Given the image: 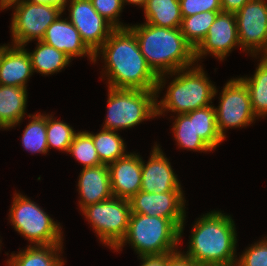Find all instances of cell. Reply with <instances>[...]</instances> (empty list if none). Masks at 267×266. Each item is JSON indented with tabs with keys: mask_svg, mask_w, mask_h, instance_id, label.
I'll list each match as a JSON object with an SVG mask.
<instances>
[{
	"mask_svg": "<svg viewBox=\"0 0 267 266\" xmlns=\"http://www.w3.org/2000/svg\"><path fill=\"white\" fill-rule=\"evenodd\" d=\"M31 58L23 46H0V85L27 88L33 75Z\"/></svg>",
	"mask_w": 267,
	"mask_h": 266,
	"instance_id": "cell-18",
	"label": "cell"
},
{
	"mask_svg": "<svg viewBox=\"0 0 267 266\" xmlns=\"http://www.w3.org/2000/svg\"><path fill=\"white\" fill-rule=\"evenodd\" d=\"M199 64L193 68H185L168 75H176L167 87L163 99L156 100V116L162 115L165 111L177 114H186L193 110L207 107L218 90ZM159 102V103H158Z\"/></svg>",
	"mask_w": 267,
	"mask_h": 266,
	"instance_id": "cell-4",
	"label": "cell"
},
{
	"mask_svg": "<svg viewBox=\"0 0 267 266\" xmlns=\"http://www.w3.org/2000/svg\"><path fill=\"white\" fill-rule=\"evenodd\" d=\"M61 17L59 16L51 23L41 41L62 51L71 59L77 56H87L95 63V53L85 44L78 30L67 20L68 18L62 19Z\"/></svg>",
	"mask_w": 267,
	"mask_h": 266,
	"instance_id": "cell-17",
	"label": "cell"
},
{
	"mask_svg": "<svg viewBox=\"0 0 267 266\" xmlns=\"http://www.w3.org/2000/svg\"><path fill=\"white\" fill-rule=\"evenodd\" d=\"M235 266H267V236L246 249Z\"/></svg>",
	"mask_w": 267,
	"mask_h": 266,
	"instance_id": "cell-33",
	"label": "cell"
},
{
	"mask_svg": "<svg viewBox=\"0 0 267 266\" xmlns=\"http://www.w3.org/2000/svg\"><path fill=\"white\" fill-rule=\"evenodd\" d=\"M236 46L240 47L235 14L219 12L206 37L194 50L195 62L209 53L222 61Z\"/></svg>",
	"mask_w": 267,
	"mask_h": 266,
	"instance_id": "cell-14",
	"label": "cell"
},
{
	"mask_svg": "<svg viewBox=\"0 0 267 266\" xmlns=\"http://www.w3.org/2000/svg\"><path fill=\"white\" fill-rule=\"evenodd\" d=\"M107 117L103 129L132 128L156 116V90L108 87Z\"/></svg>",
	"mask_w": 267,
	"mask_h": 266,
	"instance_id": "cell-6",
	"label": "cell"
},
{
	"mask_svg": "<svg viewBox=\"0 0 267 266\" xmlns=\"http://www.w3.org/2000/svg\"><path fill=\"white\" fill-rule=\"evenodd\" d=\"M180 241V230L169 219L131 213L126 236L114 250L129 243L139 257L171 254Z\"/></svg>",
	"mask_w": 267,
	"mask_h": 266,
	"instance_id": "cell-5",
	"label": "cell"
},
{
	"mask_svg": "<svg viewBox=\"0 0 267 266\" xmlns=\"http://www.w3.org/2000/svg\"><path fill=\"white\" fill-rule=\"evenodd\" d=\"M46 134L48 150L56 148L59 151L68 152L76 131L68 124L46 115Z\"/></svg>",
	"mask_w": 267,
	"mask_h": 266,
	"instance_id": "cell-30",
	"label": "cell"
},
{
	"mask_svg": "<svg viewBox=\"0 0 267 266\" xmlns=\"http://www.w3.org/2000/svg\"><path fill=\"white\" fill-rule=\"evenodd\" d=\"M28 118H31V121L22 134V146L26 151L32 153L47 154L49 150L46 134V114L36 113L35 115H28Z\"/></svg>",
	"mask_w": 267,
	"mask_h": 266,
	"instance_id": "cell-29",
	"label": "cell"
},
{
	"mask_svg": "<svg viewBox=\"0 0 267 266\" xmlns=\"http://www.w3.org/2000/svg\"><path fill=\"white\" fill-rule=\"evenodd\" d=\"M63 245H28L19 253L11 254L7 260L8 266H64L60 257Z\"/></svg>",
	"mask_w": 267,
	"mask_h": 266,
	"instance_id": "cell-21",
	"label": "cell"
},
{
	"mask_svg": "<svg viewBox=\"0 0 267 266\" xmlns=\"http://www.w3.org/2000/svg\"><path fill=\"white\" fill-rule=\"evenodd\" d=\"M263 57L267 59V52L263 55Z\"/></svg>",
	"mask_w": 267,
	"mask_h": 266,
	"instance_id": "cell-41",
	"label": "cell"
},
{
	"mask_svg": "<svg viewBox=\"0 0 267 266\" xmlns=\"http://www.w3.org/2000/svg\"><path fill=\"white\" fill-rule=\"evenodd\" d=\"M128 27L134 32L140 51L151 70L158 76V99L159 92L165 87L166 73L171 74L195 65L194 49L186 42L180 28L158 27L145 22Z\"/></svg>",
	"mask_w": 267,
	"mask_h": 266,
	"instance_id": "cell-2",
	"label": "cell"
},
{
	"mask_svg": "<svg viewBox=\"0 0 267 266\" xmlns=\"http://www.w3.org/2000/svg\"><path fill=\"white\" fill-rule=\"evenodd\" d=\"M30 3H46L50 5L57 6L61 8L64 12L65 8L67 7L66 4L69 2V0H25Z\"/></svg>",
	"mask_w": 267,
	"mask_h": 266,
	"instance_id": "cell-38",
	"label": "cell"
},
{
	"mask_svg": "<svg viewBox=\"0 0 267 266\" xmlns=\"http://www.w3.org/2000/svg\"><path fill=\"white\" fill-rule=\"evenodd\" d=\"M9 214L11 225L30 245H63L60 224L26 196L14 194Z\"/></svg>",
	"mask_w": 267,
	"mask_h": 266,
	"instance_id": "cell-7",
	"label": "cell"
},
{
	"mask_svg": "<svg viewBox=\"0 0 267 266\" xmlns=\"http://www.w3.org/2000/svg\"><path fill=\"white\" fill-rule=\"evenodd\" d=\"M123 2V5H125L124 3H129V4H132V5H138V6H141L142 8L145 7L146 3H147V0H122Z\"/></svg>",
	"mask_w": 267,
	"mask_h": 266,
	"instance_id": "cell-39",
	"label": "cell"
},
{
	"mask_svg": "<svg viewBox=\"0 0 267 266\" xmlns=\"http://www.w3.org/2000/svg\"><path fill=\"white\" fill-rule=\"evenodd\" d=\"M151 152L147 164L142 160L140 190L148 193L183 191L169 159L166 158L159 145L155 144Z\"/></svg>",
	"mask_w": 267,
	"mask_h": 266,
	"instance_id": "cell-15",
	"label": "cell"
},
{
	"mask_svg": "<svg viewBox=\"0 0 267 266\" xmlns=\"http://www.w3.org/2000/svg\"><path fill=\"white\" fill-rule=\"evenodd\" d=\"M17 1L21 0H0V9H7L9 6Z\"/></svg>",
	"mask_w": 267,
	"mask_h": 266,
	"instance_id": "cell-40",
	"label": "cell"
},
{
	"mask_svg": "<svg viewBox=\"0 0 267 266\" xmlns=\"http://www.w3.org/2000/svg\"><path fill=\"white\" fill-rule=\"evenodd\" d=\"M14 8L11 22L12 45L25 47L29 41H41L46 29L63 10L46 3L17 1L9 6Z\"/></svg>",
	"mask_w": 267,
	"mask_h": 266,
	"instance_id": "cell-9",
	"label": "cell"
},
{
	"mask_svg": "<svg viewBox=\"0 0 267 266\" xmlns=\"http://www.w3.org/2000/svg\"><path fill=\"white\" fill-rule=\"evenodd\" d=\"M249 0H221L223 12L236 13L238 12Z\"/></svg>",
	"mask_w": 267,
	"mask_h": 266,
	"instance_id": "cell-37",
	"label": "cell"
},
{
	"mask_svg": "<svg viewBox=\"0 0 267 266\" xmlns=\"http://www.w3.org/2000/svg\"><path fill=\"white\" fill-rule=\"evenodd\" d=\"M185 198L183 191L148 193L138 191L129 199L131 213L169 219L179 230L180 239L185 222Z\"/></svg>",
	"mask_w": 267,
	"mask_h": 266,
	"instance_id": "cell-12",
	"label": "cell"
},
{
	"mask_svg": "<svg viewBox=\"0 0 267 266\" xmlns=\"http://www.w3.org/2000/svg\"><path fill=\"white\" fill-rule=\"evenodd\" d=\"M222 90L215 112L218 132L225 140L227 128L246 127L256 120V116L252 111L249 90L240 78L230 79Z\"/></svg>",
	"mask_w": 267,
	"mask_h": 266,
	"instance_id": "cell-10",
	"label": "cell"
},
{
	"mask_svg": "<svg viewBox=\"0 0 267 266\" xmlns=\"http://www.w3.org/2000/svg\"><path fill=\"white\" fill-rule=\"evenodd\" d=\"M167 266H201L188 258L184 252L177 250L171 254H167Z\"/></svg>",
	"mask_w": 267,
	"mask_h": 266,
	"instance_id": "cell-35",
	"label": "cell"
},
{
	"mask_svg": "<svg viewBox=\"0 0 267 266\" xmlns=\"http://www.w3.org/2000/svg\"><path fill=\"white\" fill-rule=\"evenodd\" d=\"M142 261L140 266H167V254L140 256Z\"/></svg>",
	"mask_w": 267,
	"mask_h": 266,
	"instance_id": "cell-36",
	"label": "cell"
},
{
	"mask_svg": "<svg viewBox=\"0 0 267 266\" xmlns=\"http://www.w3.org/2000/svg\"><path fill=\"white\" fill-rule=\"evenodd\" d=\"M222 11L201 12L182 17L180 30L186 42L195 50L206 37L218 13Z\"/></svg>",
	"mask_w": 267,
	"mask_h": 266,
	"instance_id": "cell-27",
	"label": "cell"
},
{
	"mask_svg": "<svg viewBox=\"0 0 267 266\" xmlns=\"http://www.w3.org/2000/svg\"><path fill=\"white\" fill-rule=\"evenodd\" d=\"M27 105V88L0 85V125L10 129L21 123Z\"/></svg>",
	"mask_w": 267,
	"mask_h": 266,
	"instance_id": "cell-20",
	"label": "cell"
},
{
	"mask_svg": "<svg viewBox=\"0 0 267 266\" xmlns=\"http://www.w3.org/2000/svg\"><path fill=\"white\" fill-rule=\"evenodd\" d=\"M182 17L201 12L222 11L221 0H179Z\"/></svg>",
	"mask_w": 267,
	"mask_h": 266,
	"instance_id": "cell-34",
	"label": "cell"
},
{
	"mask_svg": "<svg viewBox=\"0 0 267 266\" xmlns=\"http://www.w3.org/2000/svg\"><path fill=\"white\" fill-rule=\"evenodd\" d=\"M67 153L82 163L83 168L101 165L93 139L88 131H79L75 134Z\"/></svg>",
	"mask_w": 267,
	"mask_h": 266,
	"instance_id": "cell-31",
	"label": "cell"
},
{
	"mask_svg": "<svg viewBox=\"0 0 267 266\" xmlns=\"http://www.w3.org/2000/svg\"><path fill=\"white\" fill-rule=\"evenodd\" d=\"M194 128L196 134L212 150L224 140L217 129L216 112L213 104L194 110Z\"/></svg>",
	"mask_w": 267,
	"mask_h": 266,
	"instance_id": "cell-28",
	"label": "cell"
},
{
	"mask_svg": "<svg viewBox=\"0 0 267 266\" xmlns=\"http://www.w3.org/2000/svg\"><path fill=\"white\" fill-rule=\"evenodd\" d=\"M37 47L32 52H28L33 72H39L42 75H53L60 72L68 64L71 58L62 51L45 44L43 41H37Z\"/></svg>",
	"mask_w": 267,
	"mask_h": 266,
	"instance_id": "cell-23",
	"label": "cell"
},
{
	"mask_svg": "<svg viewBox=\"0 0 267 266\" xmlns=\"http://www.w3.org/2000/svg\"><path fill=\"white\" fill-rule=\"evenodd\" d=\"M249 90L251 107L257 119L267 115V59L263 56L252 77H240Z\"/></svg>",
	"mask_w": 267,
	"mask_h": 266,
	"instance_id": "cell-24",
	"label": "cell"
},
{
	"mask_svg": "<svg viewBox=\"0 0 267 266\" xmlns=\"http://www.w3.org/2000/svg\"><path fill=\"white\" fill-rule=\"evenodd\" d=\"M172 133L179 148L209 152L212 149L196 134L194 128V110L186 114H176L174 118Z\"/></svg>",
	"mask_w": 267,
	"mask_h": 266,
	"instance_id": "cell-25",
	"label": "cell"
},
{
	"mask_svg": "<svg viewBox=\"0 0 267 266\" xmlns=\"http://www.w3.org/2000/svg\"><path fill=\"white\" fill-rule=\"evenodd\" d=\"M88 133L93 139L101 164L109 165L127 154L124 140L116 131L102 128L99 133Z\"/></svg>",
	"mask_w": 267,
	"mask_h": 266,
	"instance_id": "cell-26",
	"label": "cell"
},
{
	"mask_svg": "<svg viewBox=\"0 0 267 266\" xmlns=\"http://www.w3.org/2000/svg\"><path fill=\"white\" fill-rule=\"evenodd\" d=\"M236 236L232 217L213 210L197 219L185 255L201 266H235Z\"/></svg>",
	"mask_w": 267,
	"mask_h": 266,
	"instance_id": "cell-3",
	"label": "cell"
},
{
	"mask_svg": "<svg viewBox=\"0 0 267 266\" xmlns=\"http://www.w3.org/2000/svg\"><path fill=\"white\" fill-rule=\"evenodd\" d=\"M235 17L242 50L255 58L263 56L267 52V2L249 0Z\"/></svg>",
	"mask_w": 267,
	"mask_h": 266,
	"instance_id": "cell-11",
	"label": "cell"
},
{
	"mask_svg": "<svg viewBox=\"0 0 267 266\" xmlns=\"http://www.w3.org/2000/svg\"><path fill=\"white\" fill-rule=\"evenodd\" d=\"M104 59L107 87L115 89L156 90L158 76L142 55L134 32L129 28H116L95 52Z\"/></svg>",
	"mask_w": 267,
	"mask_h": 266,
	"instance_id": "cell-1",
	"label": "cell"
},
{
	"mask_svg": "<svg viewBox=\"0 0 267 266\" xmlns=\"http://www.w3.org/2000/svg\"><path fill=\"white\" fill-rule=\"evenodd\" d=\"M102 244L114 250L126 236L131 209L128 199L115 196L80 210Z\"/></svg>",
	"mask_w": 267,
	"mask_h": 266,
	"instance_id": "cell-8",
	"label": "cell"
},
{
	"mask_svg": "<svg viewBox=\"0 0 267 266\" xmlns=\"http://www.w3.org/2000/svg\"><path fill=\"white\" fill-rule=\"evenodd\" d=\"M69 21L95 53L115 29L93 7L91 0H69Z\"/></svg>",
	"mask_w": 267,
	"mask_h": 266,
	"instance_id": "cell-13",
	"label": "cell"
},
{
	"mask_svg": "<svg viewBox=\"0 0 267 266\" xmlns=\"http://www.w3.org/2000/svg\"><path fill=\"white\" fill-rule=\"evenodd\" d=\"M80 172L77 186L81 210L88 205L100 203L113 197L108 165L85 167Z\"/></svg>",
	"mask_w": 267,
	"mask_h": 266,
	"instance_id": "cell-19",
	"label": "cell"
},
{
	"mask_svg": "<svg viewBox=\"0 0 267 266\" xmlns=\"http://www.w3.org/2000/svg\"><path fill=\"white\" fill-rule=\"evenodd\" d=\"M144 15L146 23L158 27L180 28L182 15L179 0H147Z\"/></svg>",
	"mask_w": 267,
	"mask_h": 266,
	"instance_id": "cell-22",
	"label": "cell"
},
{
	"mask_svg": "<svg viewBox=\"0 0 267 266\" xmlns=\"http://www.w3.org/2000/svg\"><path fill=\"white\" fill-rule=\"evenodd\" d=\"M91 2L95 10L115 29L128 27L119 21L124 7L122 0H91Z\"/></svg>",
	"mask_w": 267,
	"mask_h": 266,
	"instance_id": "cell-32",
	"label": "cell"
},
{
	"mask_svg": "<svg viewBox=\"0 0 267 266\" xmlns=\"http://www.w3.org/2000/svg\"><path fill=\"white\" fill-rule=\"evenodd\" d=\"M112 195L130 199L141 188L142 157L130 153L108 165Z\"/></svg>",
	"mask_w": 267,
	"mask_h": 266,
	"instance_id": "cell-16",
	"label": "cell"
}]
</instances>
